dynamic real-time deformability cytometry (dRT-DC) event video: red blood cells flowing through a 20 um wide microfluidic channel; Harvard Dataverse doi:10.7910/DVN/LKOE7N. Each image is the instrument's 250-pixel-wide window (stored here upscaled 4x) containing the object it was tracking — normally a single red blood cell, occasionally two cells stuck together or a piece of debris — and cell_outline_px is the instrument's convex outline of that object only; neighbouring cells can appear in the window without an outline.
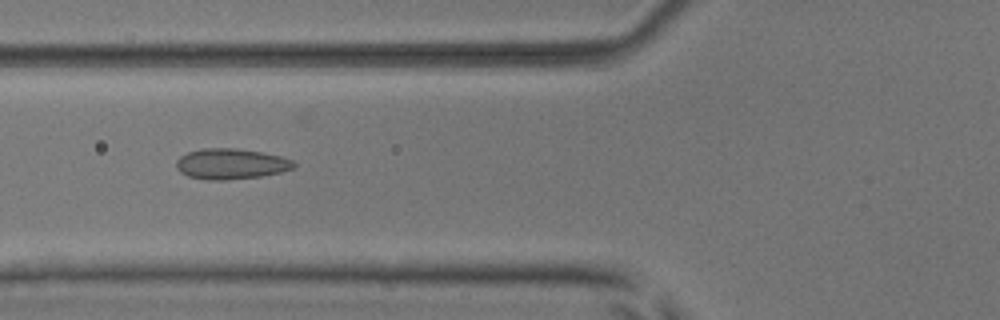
{"species": "common noctule bat (a hibernating species)", "species_latin": "Nyctalus noctula", "temperature_condition": "room temperature", "stored_images_in_passage": 45, "camera_frame_rate_fps": 3000, "um_per_image_px": 0.085, "animal": {"sex": "male", "body_mass_g": 17.9, "forearm_length_mm": 54.2}, "frame": {"image": 1, "passage_image": 12, "time_ms": 3.667, "image_size_px": [1000, 320], "cell_outline_px": [[296, 164], [292, 168], [280, 172], [260, 176], [228, 180], [208, 180], [188, 176], [180, 172], [176, 168], [176, 160], [180, 156], [188, 152], [204, 148], [236, 148], [260, 152], [280, 156], [292, 160]], "centroid_in_image_um": [19.59, 13.93], "position_along_channel_um": 106.2, "area_um2": 20.87}}
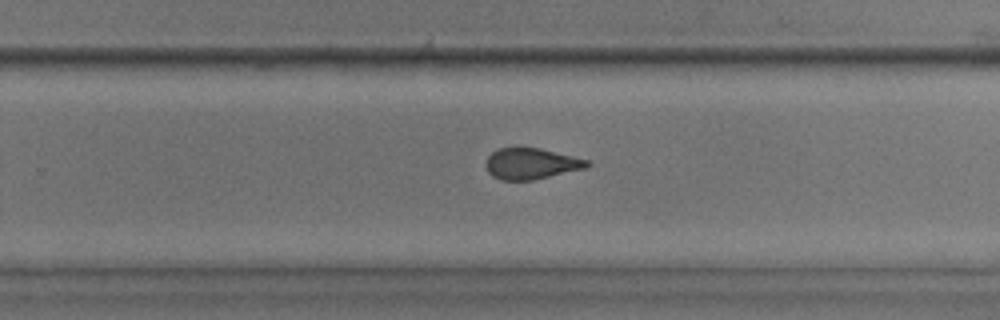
{"frame": {"image": 2, "passage_image": 26, "time_ms": 8.333, "image_size_px": [1000, 320], "cell_outline_px": [[592, 164], [588, 168], [532, 180], [500, 180], [492, 176], [488, 172], [488, 156], [492, 152], [500, 148], [520, 144], [540, 148], [588, 160]], "centroid_in_image_um": [45.16, 13.88], "position_along_channel_um": 284.6, "area_um2": 18.73}}
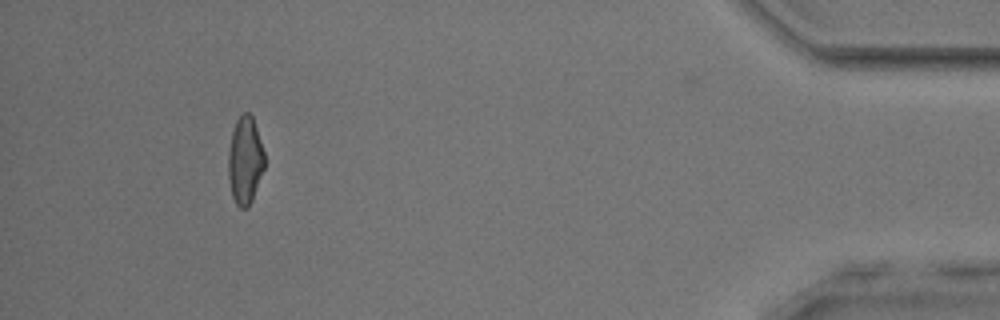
{"frame": {"image": 3, "passage_image": 41, "time_ms": 13.333, "image_size_px": [1000, 320], "cell_outline_px": [[264, 168], [252, 200], [248, 208], [240, 208], [236, 204], [232, 196], [228, 176], [228, 152], [232, 132], [236, 120], [244, 112], [248, 112], [252, 116], [264, 152]], "centroid_in_image_um": [20.82, 13.65], "position_along_channel_um": 414.4, "area_um2": 18.38}, "authors_computed_cell_mechanics": {"area_um2": 19.1318, "velocity_mm_per_s": 3.8334, "shape_relaxation_time_tau1_ms": null, "shape_relaxation_time_tau2_ms": 1.3381, "deformation_change_tau1": null, "deformation_change_tau2": 0.0837}}